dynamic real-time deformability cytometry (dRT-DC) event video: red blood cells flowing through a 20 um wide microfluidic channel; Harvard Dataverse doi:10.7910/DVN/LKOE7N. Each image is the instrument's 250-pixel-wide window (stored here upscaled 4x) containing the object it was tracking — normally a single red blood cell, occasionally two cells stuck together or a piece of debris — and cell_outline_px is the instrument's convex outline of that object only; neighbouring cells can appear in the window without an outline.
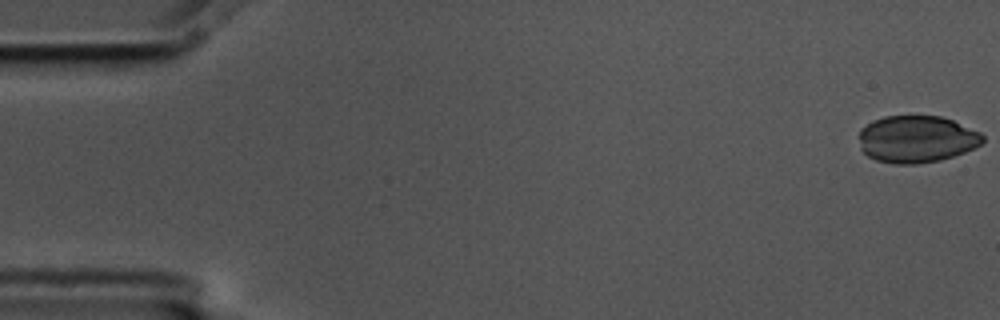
{"species": "common noctule bat (a hibernating species)", "species_latin": "Nyctalus noctula", "temperature_condition": "cold", "stored_images_in_passage": 56, "camera_frame_rate_fps": 3000, "um_per_image_px": 0.085, "animal": {"sex": "male", "body_mass_g": 17.5, "forearm_length_mm": 52.3}, "frame": {"image": 1, "passage_image": 1, "time_ms": 0.0, "image_size_px": [1000, 320], "cell_outline_px": [[984, 140], [980, 144], [964, 152], [940, 160], [916, 164], [892, 164], [876, 160], [868, 156], [860, 148], [860, 128], [872, 120], [884, 116], [940, 116], [952, 120], [980, 132], [984, 136]], "centroid_in_image_um": [77.88, 11.82], "position_along_channel_um": 7.1, "area_um2": 33.93}}